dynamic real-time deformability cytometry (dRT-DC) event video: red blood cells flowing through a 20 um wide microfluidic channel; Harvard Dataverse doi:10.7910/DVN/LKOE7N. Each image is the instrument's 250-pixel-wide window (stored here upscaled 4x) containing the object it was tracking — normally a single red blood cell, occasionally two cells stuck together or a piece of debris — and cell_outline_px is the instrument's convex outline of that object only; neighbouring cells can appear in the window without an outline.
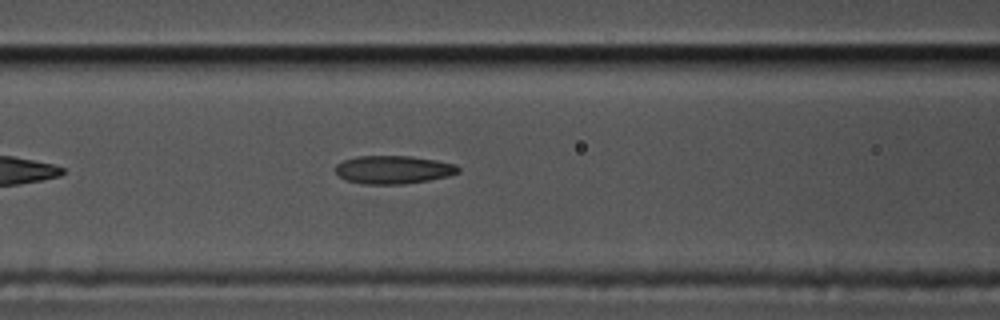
{"species": "common noctule bat (a hibernating species)", "species_latin": "Nyctalus noctula", "temperature_condition": "cold", "stored_images_in_passage": 44, "camera_frame_rate_fps": 3000, "um_per_image_px": 0.085, "animal": {"sex": "male", "body_mass_g": 17.5, "forearm_length_mm": 52.3}, "frame": {"image": 1, "passage_image": 10, "time_ms": 3.0, "image_size_px": [1000, 320], "cell_outline_px": [[460, 172], [448, 176], [428, 180], [404, 184], [364, 184], [344, 180], [336, 172], [336, 164], [344, 160], [356, 156], [412, 156], [436, 160], [456, 164], [460, 168]], "centroid_in_image_um": [33.44, 14.42], "position_along_channel_um": 133.2, "area_um2": 20.23}}
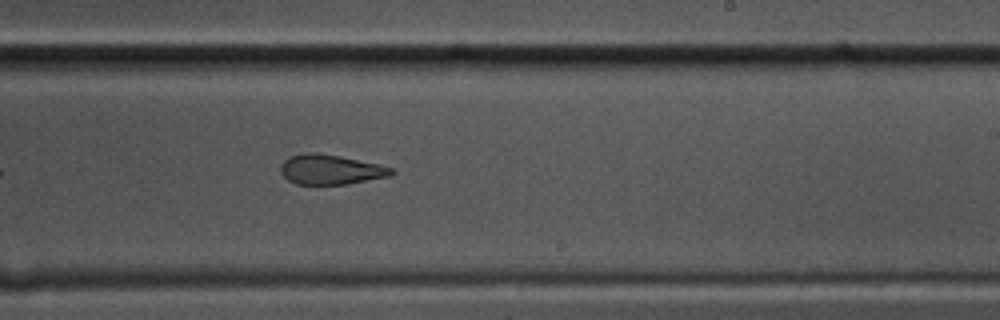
{"frame": {"image": 2, "passage_image": 21, "time_ms": 6.667, "image_size_px": [1000, 320], "cell_outline_px": [[396, 172], [388, 176], [348, 184], [296, 184], [288, 180], [280, 172], [280, 164], [288, 156], [304, 152], [312, 152], [340, 156], [380, 164], [392, 168]], "centroid_in_image_um": [28.07, 14.4], "position_along_channel_um": 260.9, "area_um2": 19.36}}
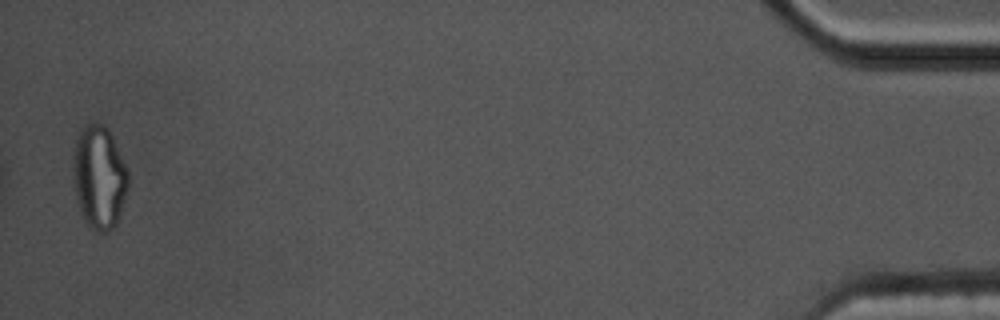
{"frame": {"image": 3, "passage_image": 43, "time_ms": 14.0, "image_size_px": [1000, 320], "cell_outline_px": [[128, 188], [116, 224], [108, 232], [92, 232], [88, 228], [80, 212], [76, 196], [72, 176], [72, 156], [76, 140], [80, 132], [88, 124], [104, 124], [108, 128], [112, 136], [128, 172]], "centroid_in_image_um": [8.4, 15.11], "position_along_channel_um": 426.8, "area_um2": 33.29}, "authors_computed_cell_mechanics": {"area_um2": 20.9525, "velocity_mm_per_s": 3.4916, "shape_relaxation_time_tau1_ms": null, "shape_relaxation_time_tau2_ms": 3.2511, "deformation_change_tau1": null, "deformation_change_tau2": 0.1118}}